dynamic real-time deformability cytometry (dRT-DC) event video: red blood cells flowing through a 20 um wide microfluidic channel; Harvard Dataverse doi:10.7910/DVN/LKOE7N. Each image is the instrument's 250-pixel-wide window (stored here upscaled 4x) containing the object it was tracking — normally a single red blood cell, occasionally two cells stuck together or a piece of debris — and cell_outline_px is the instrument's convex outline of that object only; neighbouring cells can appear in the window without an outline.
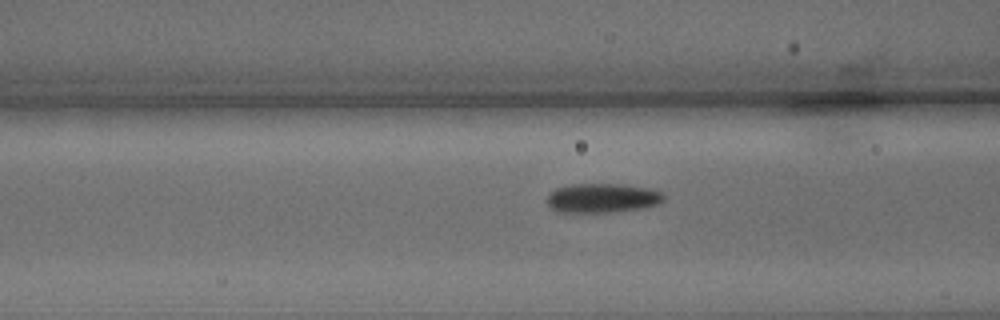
{"species": "common noctule bat (a hibernating species)", "species_latin": "Nyctalus noctula", "temperature_condition": "warm", "stored_images_in_passage": 21, "camera_frame_rate_fps": 3000, "um_per_image_px": 0.085, "animal": {"sex": "male", "body_mass_g": 15.6}, "frame": {"image": 1, "passage_image": 19, "time_ms": 6.0, "image_size_px": [1000, 320], "cell_outline_px": [[664, 200], [656, 204], [644, 208], [616, 212], [556, 212], [548, 204], [548, 196], [556, 188], [572, 184], [624, 184], [648, 188], [660, 192], [664, 196]], "centroid_in_image_um": [51.21, 16.84], "position_along_channel_um": 115.4, "area_um2": 19.88}}